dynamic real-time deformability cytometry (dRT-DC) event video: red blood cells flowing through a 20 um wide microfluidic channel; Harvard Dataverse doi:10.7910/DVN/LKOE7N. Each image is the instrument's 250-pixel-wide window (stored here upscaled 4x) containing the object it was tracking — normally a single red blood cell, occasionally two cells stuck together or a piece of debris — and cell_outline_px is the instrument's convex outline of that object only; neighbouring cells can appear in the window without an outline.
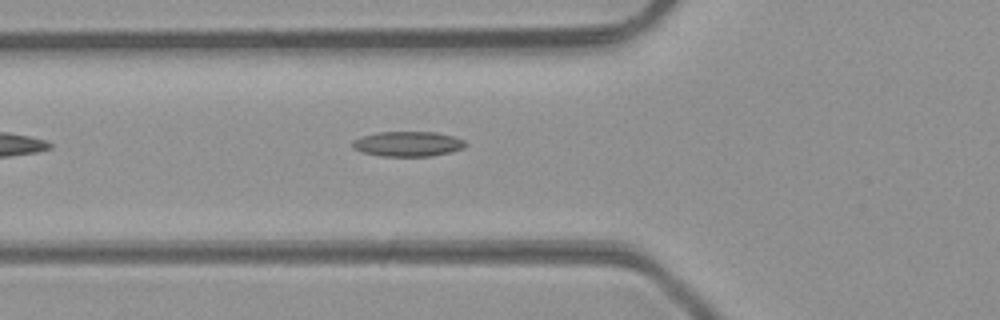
{"species": "common noctule bat (a hibernating species)", "species_latin": "Nyctalus noctula", "temperature_condition": "room temperature", "stored_images_in_passage": 34, "camera_frame_rate_fps": 3000, "um_per_image_px": 0.085, "animal": {"sex": "male", "body_mass_g": 23.1, "forearm_length_mm": 52.7}, "frame": {"image": 1, "passage_image": 3, "time_ms": 0.667, "image_size_px": [1000, 320], "cell_outline_px": [[468, 144], [464, 148], [432, 156], [380, 156], [360, 152], [352, 148], [352, 140], [360, 136], [376, 132], [436, 132], [452, 136], [464, 140]], "centroid_in_image_um": [34.62, 12.23], "position_along_channel_um": 91.2, "area_um2": 16.65}}
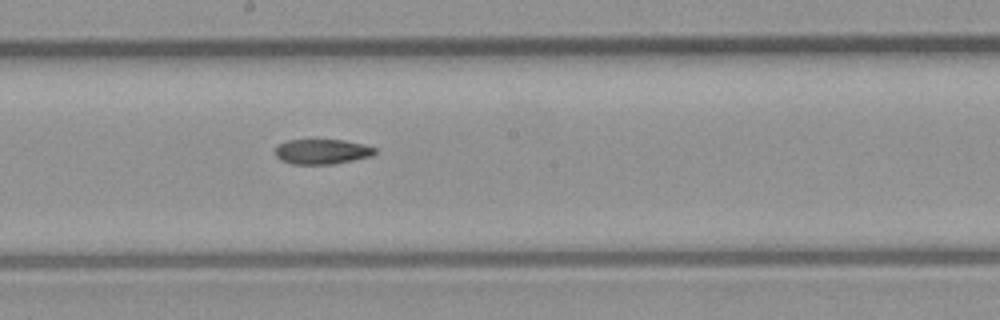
{"frame": {"image": 2, "passage_image": 12, "time_ms": 3.667, "image_size_px": [1000, 320], "cell_outline_px": [[376, 152], [372, 156], [332, 164], [292, 164], [280, 160], [276, 156], [276, 144], [288, 140], [344, 140], [376, 148]], "centroid_in_image_um": [27.33, 12.89], "position_along_channel_um": 220.9, "area_um2": 14.45}}
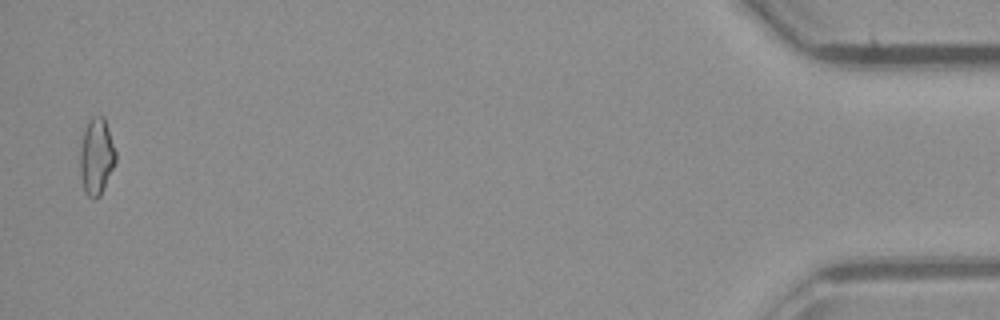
{"frame": {"image": 3, "passage_image": 33, "time_ms": 10.667, "image_size_px": [1000, 320], "cell_outline_px": [[116, 160], [104, 188], [100, 196], [92, 200], [84, 192], [80, 176], [80, 148], [84, 128], [92, 116], [104, 116], [116, 152]], "centroid_in_image_um": [8.18, 13.32], "position_along_channel_um": 427.0, "area_um2": 16.01}}